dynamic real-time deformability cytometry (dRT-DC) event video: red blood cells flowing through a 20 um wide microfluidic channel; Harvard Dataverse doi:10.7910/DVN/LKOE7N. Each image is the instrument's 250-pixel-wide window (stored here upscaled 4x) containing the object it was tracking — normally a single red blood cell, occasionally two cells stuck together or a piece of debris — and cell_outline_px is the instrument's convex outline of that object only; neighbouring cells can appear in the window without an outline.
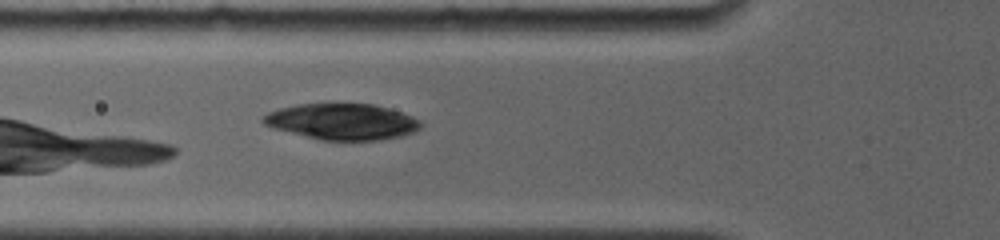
{"species": "common noctule bat (a hibernating species)", "species_latin": "Nyctalus noctula", "temperature_condition": "room temperature", "stored_images_in_passage": 5, "camera_frame_rate_fps": 4000, "um_per_image_px": 0.085, "animal": {"sex": "female", "body_mass_g": 19.0, "forearm_length_mm": 56.7}, "frame": {"image": 1, "passage_image": 5, "time_ms": 1.75, "image_size_px": [1000, 240], "cell_outline_px": [[424, 124], [420, 128], [412, 132], [400, 136], [376, 140], [320, 140], [272, 128], [264, 124], [260, 120], [260, 116], [268, 112], [280, 108], [296, 104], [372, 104], [388, 108], [412, 116], [420, 120]], "centroid_in_image_um": [29.04, 10.34], "position_along_channel_um": 96.8, "area_um2": 33.12}}